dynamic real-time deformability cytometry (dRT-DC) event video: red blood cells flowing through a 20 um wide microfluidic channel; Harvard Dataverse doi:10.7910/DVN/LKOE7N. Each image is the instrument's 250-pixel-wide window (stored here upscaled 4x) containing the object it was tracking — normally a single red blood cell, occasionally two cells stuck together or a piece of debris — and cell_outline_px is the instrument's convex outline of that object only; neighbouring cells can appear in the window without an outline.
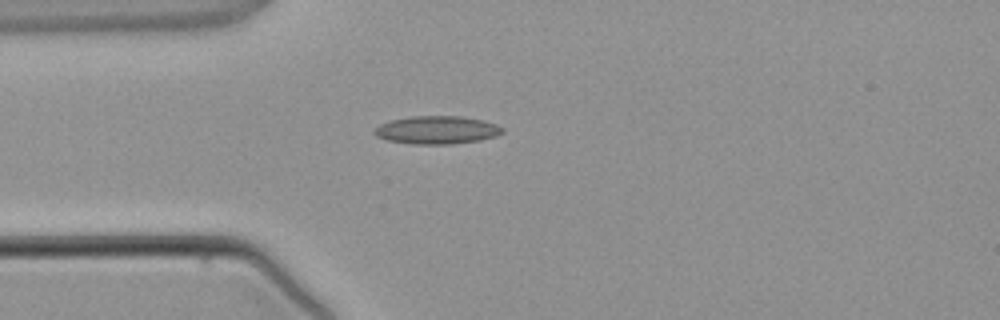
{"species": "common noctule bat (a hibernating species)", "species_latin": "Nyctalus noctula", "temperature_condition": "warm", "stored_images_in_passage": 3, "camera_frame_rate_fps": 3000, "um_per_image_px": 0.085, "animal": {"sex": "male", "body_mass_g": 21.5, "forearm_length_mm": 52.0}, "frame": {"image": 1, "passage_image": 3, "time_ms": 2.333, "image_size_px": [1000, 320], "cell_outline_px": [[504, 132], [496, 136], [480, 140], [452, 144], [412, 144], [388, 140], [376, 136], [372, 132], [380, 124], [392, 120], [412, 116], [460, 116], [480, 120], [496, 124], [504, 128]], "centroid_in_image_um": [37.14, 11.05], "position_along_channel_um": 47.9, "area_um2": 20.81}}